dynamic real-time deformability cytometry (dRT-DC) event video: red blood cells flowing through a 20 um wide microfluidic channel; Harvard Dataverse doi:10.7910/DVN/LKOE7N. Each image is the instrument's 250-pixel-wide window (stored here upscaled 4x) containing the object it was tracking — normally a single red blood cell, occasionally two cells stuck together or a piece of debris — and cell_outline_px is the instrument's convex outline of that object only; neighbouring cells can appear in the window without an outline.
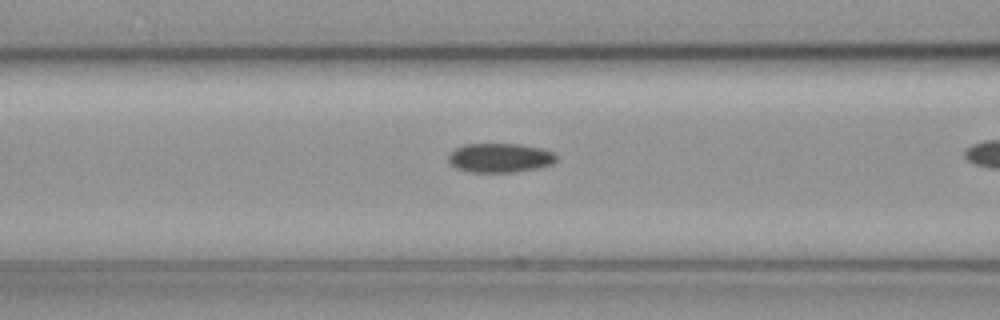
{"species": "common noctule bat (a hibernating species)", "species_latin": "Nyctalus noctula", "temperature_condition": "cold", "stored_images_in_passage": 19, "camera_frame_rate_fps": 3000, "um_per_image_px": 0.085, "animal": {"sex": "female", "body_mass_g": 19.3, "forearm_length_mm": 54.1}, "frame": {"image": 1, "passage_image": 4, "time_ms": 1.0, "image_size_px": [1000, 320], "cell_outline_px": [[556, 160], [552, 164], [540, 168], [516, 172], [468, 172], [456, 168], [448, 164], [448, 156], [456, 148], [464, 144], [520, 144], [544, 148], [552, 152], [556, 156]], "centroid_in_image_um": [42.49, 13.42], "position_along_channel_um": 124.1, "area_um2": 18.61}}